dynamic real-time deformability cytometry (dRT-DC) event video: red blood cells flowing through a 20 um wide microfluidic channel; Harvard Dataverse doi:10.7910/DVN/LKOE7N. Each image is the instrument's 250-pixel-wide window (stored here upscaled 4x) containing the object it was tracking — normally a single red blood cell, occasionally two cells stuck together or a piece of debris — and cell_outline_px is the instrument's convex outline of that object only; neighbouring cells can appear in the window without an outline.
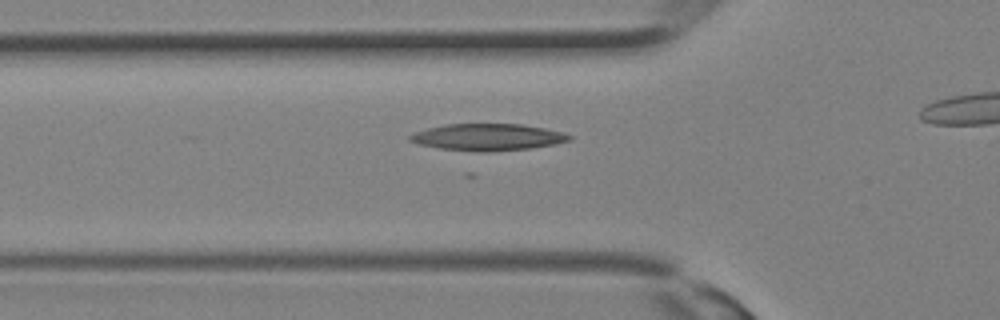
{"species": "Egyptian fruit bat (a non-hibernating species)", "species_latin": "Rousettus aegyptiacus", "temperature_condition": "room temperature", "stored_images_in_passage": 24, "camera_frame_rate_fps": 3000, "um_per_image_px": 0.085, "animal": {"sex": "female"}, "frame": {"image": 1, "passage_image": 8, "time_ms": 2.333, "image_size_px": [1000, 320], "cell_outline_px": [[572, 140], [532, 148], [492, 152], [480, 152], [440, 148], [420, 144], [408, 140], [408, 136], [416, 132], [428, 128], [448, 124], [520, 124], [544, 128], [564, 132], [572, 136]], "centroid_in_image_um": [41.49, 11.66], "position_along_channel_um": 84.3, "area_um2": 24.8}}
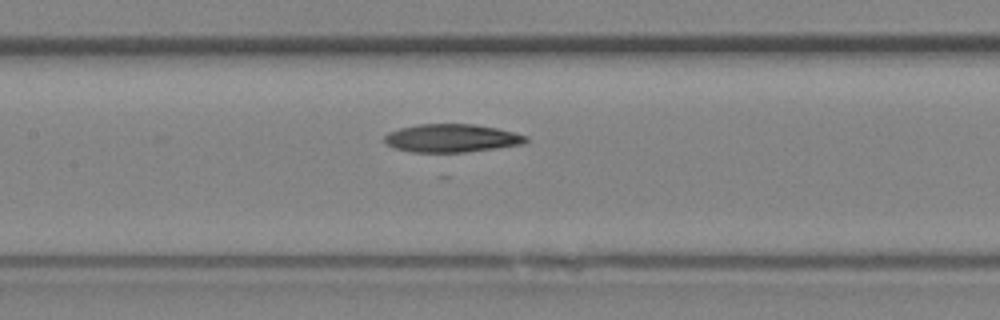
{"frame": {"image": 2, "passage_image": 12, "time_ms": 3.667, "image_size_px": [1000, 320], "cell_outline_px": [[528, 140], [524, 144], [496, 148], [464, 152], [412, 152], [396, 148], [388, 144], [384, 140], [384, 136], [388, 132], [400, 128], [416, 124], [472, 124], [496, 128], [528, 136]], "centroid_in_image_um": [38.39, 11.74], "position_along_channel_um": 169.0, "area_um2": 23.06}}
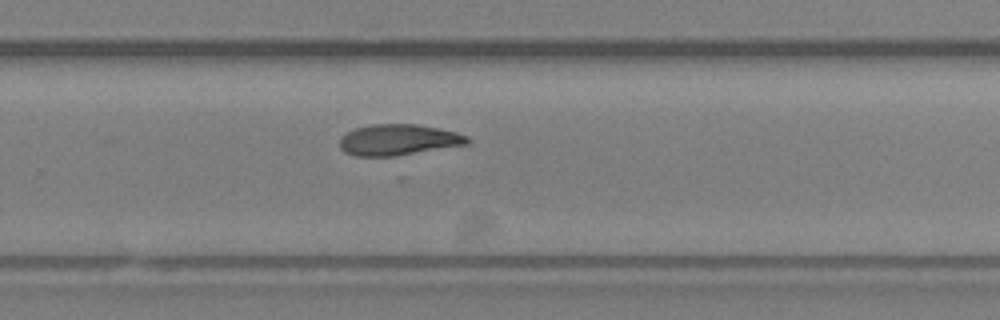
{"frame": {"image": 3, "passage_image": 18, "time_ms": 5.667, "image_size_px": [1000, 320], "cell_outline_px": [[472, 140], [468, 144], [396, 156], [356, 156], [344, 152], [340, 148], [340, 136], [356, 128], [372, 124], [416, 124], [456, 132], [468, 136]], "centroid_in_image_um": [33.86, 11.89], "position_along_channel_um": 295.9, "area_um2": 23.06}}